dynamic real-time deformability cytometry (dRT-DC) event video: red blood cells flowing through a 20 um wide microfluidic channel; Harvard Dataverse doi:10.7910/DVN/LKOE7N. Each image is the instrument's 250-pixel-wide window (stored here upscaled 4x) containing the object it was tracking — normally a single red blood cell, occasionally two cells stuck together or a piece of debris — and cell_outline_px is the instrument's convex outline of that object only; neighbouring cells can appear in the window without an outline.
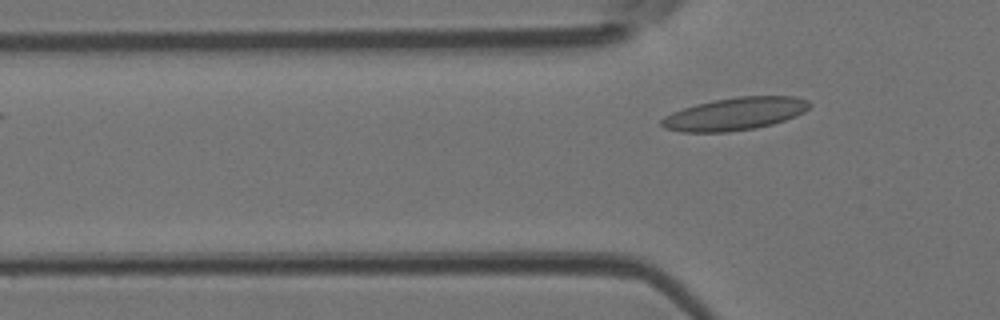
{"species": "Egyptian fruit bat (a non-hibernating species)", "species_latin": "Rousettus aegyptiacus", "temperature_condition": "room temperature", "stored_images_in_passage": 7, "camera_frame_rate_fps": 3000, "um_per_image_px": 0.085, "animal": {"sex": "female"}, "frame": {"image": 1, "passage_image": 4, "time_ms": 1.0, "image_size_px": [1000, 320], "cell_outline_px": [[812, 104], [804, 112], [796, 116], [772, 124], [756, 128], [728, 132], [680, 132], [664, 128], [660, 124], [660, 120], [664, 116], [672, 112], [696, 104], [712, 100], [736, 96], [796, 96], [808, 100]], "centroid_in_image_um": [62.46, 9.67], "position_along_channel_um": 63.3, "area_um2": 28.38}}
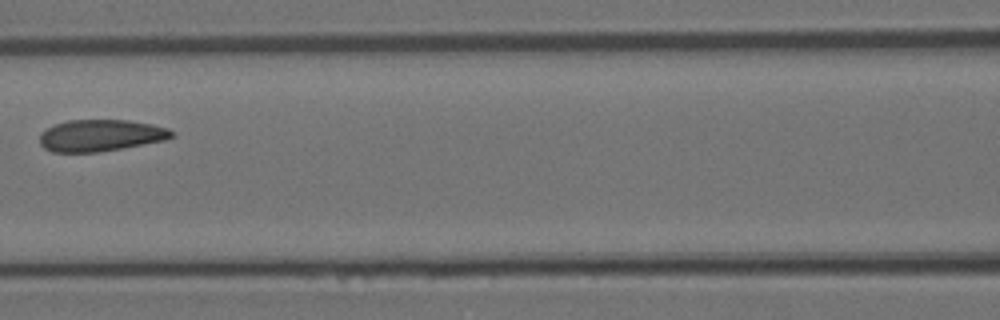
{"frame": {"image": 2, "passage_image": 6, "time_ms": 1.667, "image_size_px": [1000, 320], "cell_outline_px": [[176, 136], [164, 140], [120, 148], [96, 152], [52, 152], [44, 148], [40, 144], [40, 132], [56, 124], [68, 120], [128, 120], [152, 124], [168, 128]], "centroid_in_image_um": [8.54, 11.51], "position_along_channel_um": 158.1, "area_um2": 24.22}}
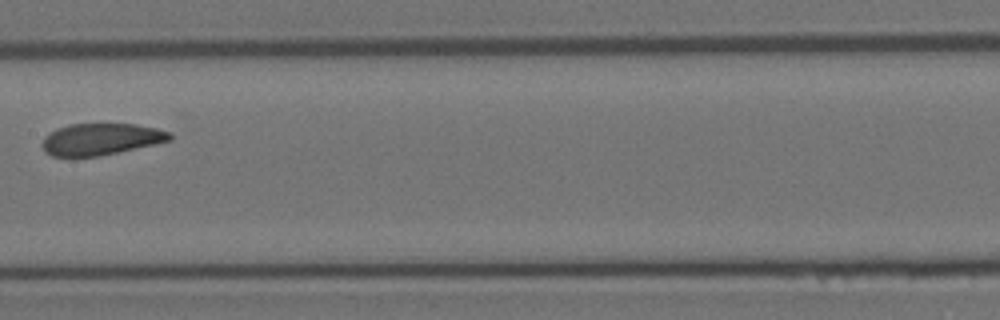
{"frame": {"image": 3, "passage_image": 7, "time_ms": 2.0, "image_size_px": [1000, 320], "cell_outline_px": [[172, 140], [156, 144], [100, 156], [52, 156], [44, 152], [40, 144], [44, 136], [48, 132], [68, 124], [136, 124], [156, 128], [172, 132]], "centroid_in_image_um": [8.56, 11.83], "position_along_channel_um": 198.8, "area_um2": 23.81}}